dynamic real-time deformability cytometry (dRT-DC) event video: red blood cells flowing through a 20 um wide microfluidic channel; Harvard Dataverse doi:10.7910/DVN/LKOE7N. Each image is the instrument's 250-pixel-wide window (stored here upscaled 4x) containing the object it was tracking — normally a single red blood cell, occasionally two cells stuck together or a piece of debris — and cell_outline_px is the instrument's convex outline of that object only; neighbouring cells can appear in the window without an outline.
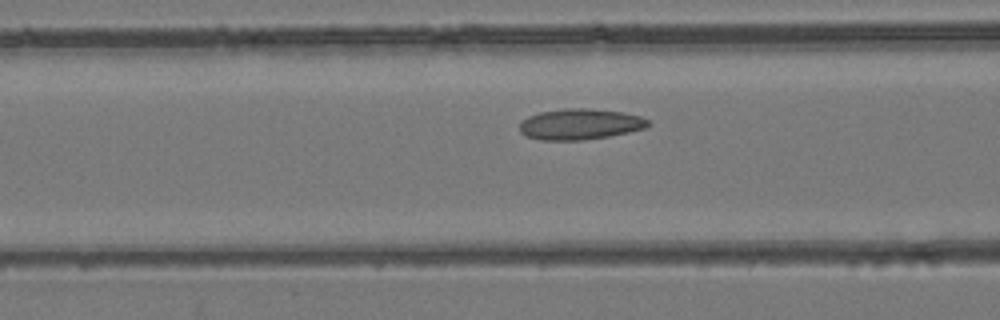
{"species": "common noctule bat (a hibernating species)", "species_latin": "Nyctalus noctula", "temperature_condition": "room temperature", "stored_images_in_passage": 41, "camera_frame_rate_fps": 3000, "um_per_image_px": 0.085, "animal": {"sex": "female", "body_mass_g": 24.6, "forearm_length_mm": 56.2}, "frame": {"image": 1, "passage_image": 13, "time_ms": 4.0, "image_size_px": [1000, 320], "cell_outline_px": [[652, 124], [644, 128], [628, 132], [608, 136], [584, 140], [540, 140], [528, 136], [520, 132], [520, 124], [528, 116], [540, 112], [564, 108], [588, 108], [620, 112], [640, 116], [648, 120]], "centroid_in_image_um": [49.3, 10.55], "position_along_channel_um": 117.3, "area_um2": 22.95}}
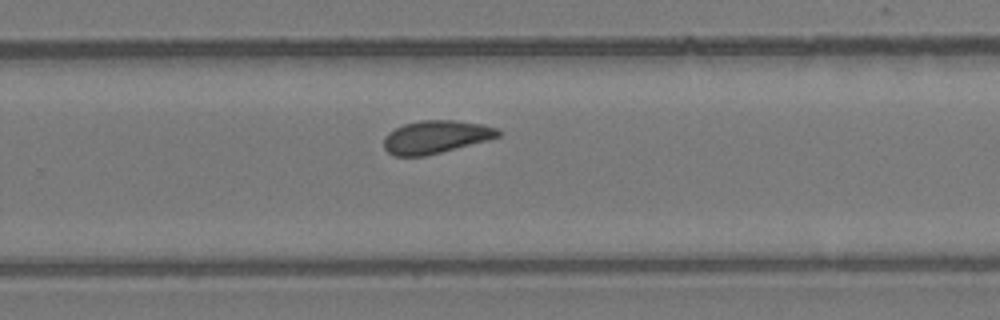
{"frame": {"image": 2, "passage_image": 25, "time_ms": 8.0, "image_size_px": [1000, 320], "cell_outline_px": [[500, 136], [488, 140], [424, 156], [396, 156], [388, 152], [384, 148], [384, 136], [388, 132], [404, 124], [420, 120], [456, 120], [484, 124], [496, 128], [500, 132]], "centroid_in_image_um": [37.03, 11.63], "position_along_channel_um": 292.8, "area_um2": 21.85}}
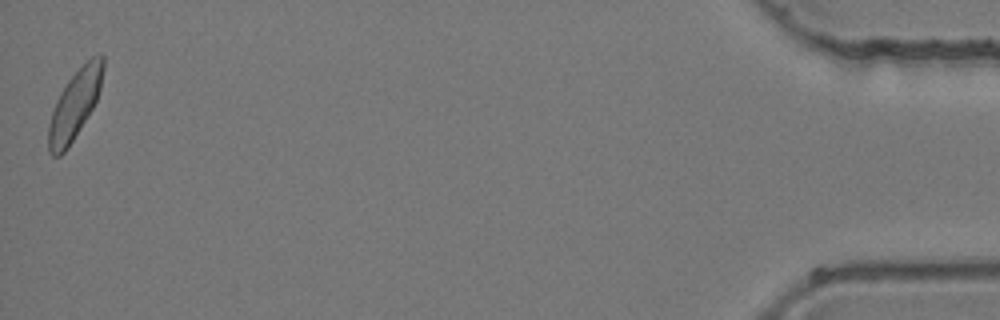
{"frame": {"image": 3, "passage_image": 41, "time_ms": 13.333, "image_size_px": [1000, 320], "cell_outline_px": [[104, 68], [100, 88], [96, 100], [92, 108], [68, 148], [60, 156], [52, 156], [48, 152], [48, 124], [56, 100], [60, 92], [68, 80], [92, 56], [100, 52], [104, 56]], "centroid_in_image_um": [6.34, 8.9], "position_along_channel_um": 428.9, "area_um2": 21.73}}